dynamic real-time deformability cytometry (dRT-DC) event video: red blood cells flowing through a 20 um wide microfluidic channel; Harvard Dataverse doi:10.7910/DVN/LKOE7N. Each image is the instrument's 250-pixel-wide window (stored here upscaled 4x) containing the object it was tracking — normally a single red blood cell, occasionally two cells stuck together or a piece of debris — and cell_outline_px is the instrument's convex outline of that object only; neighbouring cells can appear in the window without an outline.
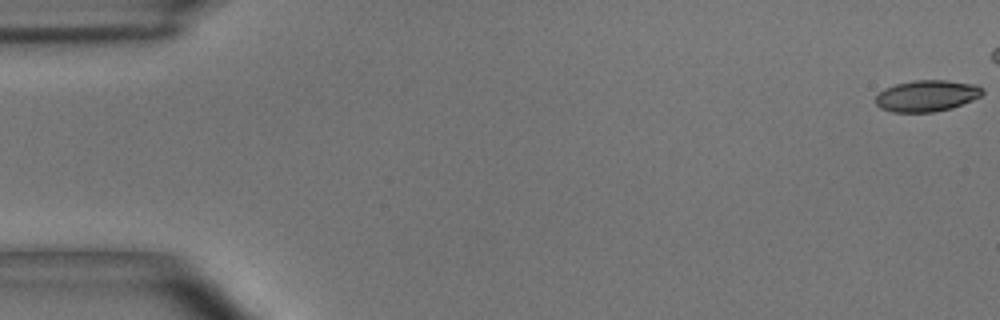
{"species": "common noctule bat (a hibernating species)", "species_latin": "Nyctalus noctula", "temperature_condition": "room temperature", "stored_images_in_passage": 9, "camera_frame_rate_fps": 3000, "um_per_image_px": 0.085, "animal": {"sex": "male", "body_mass_g": 15.6}, "frame": {"image": 1, "passage_image": 1, "time_ms": 0.0, "image_size_px": [1000, 320], "cell_outline_px": [[984, 92], [980, 96], [972, 100], [952, 108], [932, 112], [892, 112], [880, 108], [876, 104], [876, 96], [884, 88], [896, 84], [912, 80], [948, 80], [976, 84], [984, 88]], "centroid_in_image_um": [78.79, 8.13], "position_along_channel_um": 6.2, "area_um2": 19.65}}